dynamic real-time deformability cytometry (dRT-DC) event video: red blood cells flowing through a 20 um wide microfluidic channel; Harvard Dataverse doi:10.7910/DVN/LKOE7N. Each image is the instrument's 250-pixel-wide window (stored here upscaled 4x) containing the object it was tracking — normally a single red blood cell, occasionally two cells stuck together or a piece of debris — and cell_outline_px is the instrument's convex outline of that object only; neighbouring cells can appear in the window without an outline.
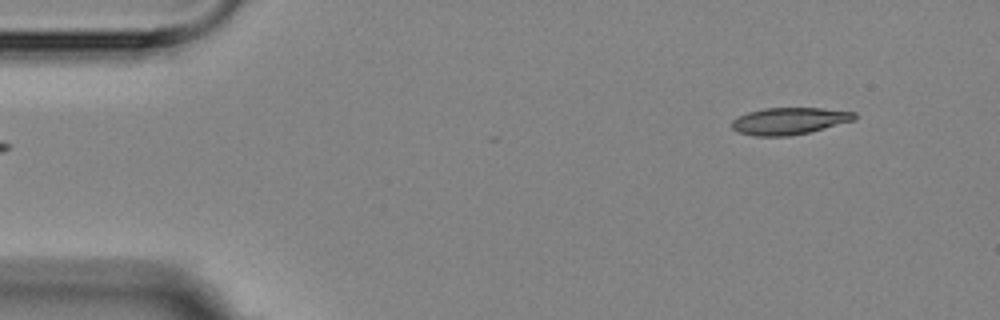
{"species": "Egyptian fruit bat (a non-hibernating species)", "species_latin": "Rousettus aegyptiacus", "temperature_condition": "room temperature", "stored_images_in_passage": 4, "segment_of_instrument_passage": [2, 2], "camera_frame_rate_fps": 3000, "um_per_image_px": 0.085, "animal": {"sex": "female"}, "frame": {"image": 1, "passage_image": 4, "time_ms": 4.333, "image_size_px": [1000, 320], "cell_outline_px": [[856, 120], [808, 132], [788, 136], [756, 136], [740, 132], [732, 128], [732, 120], [748, 112], [764, 108], [820, 108], [856, 112]], "centroid_in_image_um": [67.11, 10.28], "position_along_channel_um": 17.9, "area_um2": 19.07}}